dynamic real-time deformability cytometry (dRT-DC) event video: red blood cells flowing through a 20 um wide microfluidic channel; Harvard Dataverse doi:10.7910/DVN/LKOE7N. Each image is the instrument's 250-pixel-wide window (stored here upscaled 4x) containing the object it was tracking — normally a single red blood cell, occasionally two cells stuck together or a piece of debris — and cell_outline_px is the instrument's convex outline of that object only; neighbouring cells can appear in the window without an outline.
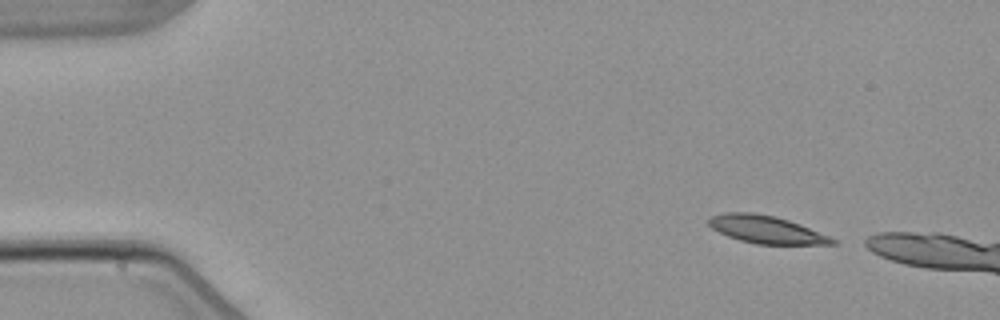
{"species": "common noctule bat (a hibernating species)", "species_latin": "Nyctalus noctula", "temperature_condition": "warm", "stored_images_in_passage": 3, "camera_frame_rate_fps": 3000, "um_per_image_px": 0.085, "animal": {"sex": "male", "body_mass_g": 21.5, "forearm_length_mm": 52.0}, "frame": {"image": 1, "passage_image": 1, "time_ms": 0.0, "image_size_px": [1000, 320], "cell_outline_px": [[836, 244], [756, 244], [740, 240], [728, 236], [712, 228], [708, 224], [708, 216], [724, 212], [752, 212], [776, 216], [800, 224], [828, 236], [836, 240]], "centroid_in_image_um": [65.08, 19.49], "position_along_channel_um": 19.9, "area_um2": 19.83}}